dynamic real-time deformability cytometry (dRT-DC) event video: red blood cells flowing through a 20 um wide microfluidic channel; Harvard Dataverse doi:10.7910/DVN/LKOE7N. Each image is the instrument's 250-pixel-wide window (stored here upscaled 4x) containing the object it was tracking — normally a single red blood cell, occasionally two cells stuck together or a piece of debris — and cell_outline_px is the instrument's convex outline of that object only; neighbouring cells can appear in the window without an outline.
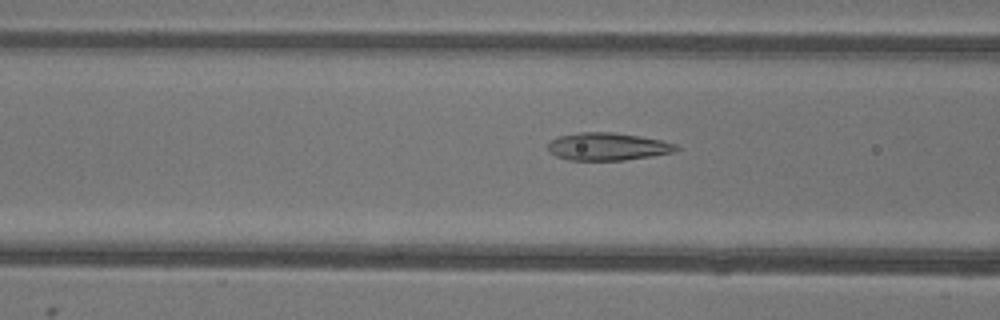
{"species": "common noctule bat (a hibernating species)", "species_latin": "Nyctalus noctula", "temperature_condition": "warm", "stored_images_in_passage": 52, "camera_frame_rate_fps": 3000, "um_per_image_px": 0.085, "animal": {"sex": "female"}, "frame": {"image": 1, "passage_image": 20, "time_ms": 6.333, "image_size_px": [1000, 320], "cell_outline_px": [[680, 148], [672, 152], [652, 156], [624, 160], [568, 160], [556, 156], [548, 152], [548, 144], [552, 140], [560, 136], [580, 132], [612, 132], [640, 136], [660, 140], [676, 144]], "centroid_in_image_um": [51.63, 12.46], "position_along_channel_um": 115.0, "area_um2": 20.58}}
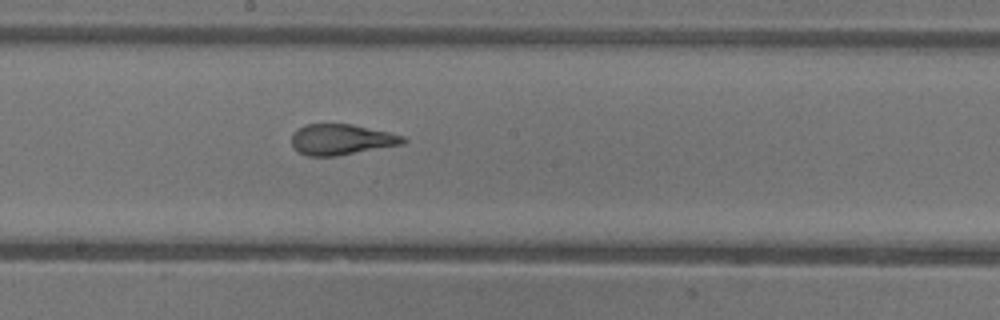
{"frame": {"image": 2, "passage_image": 28, "time_ms": 9.0, "image_size_px": [1000, 320], "cell_outline_px": [[408, 140], [404, 144], [336, 156], [308, 156], [300, 152], [292, 144], [292, 132], [304, 124], [352, 124], [388, 132], [404, 136]], "centroid_in_image_um": [29.03, 11.85], "position_along_channel_um": 219.2, "area_um2": 19.94}}
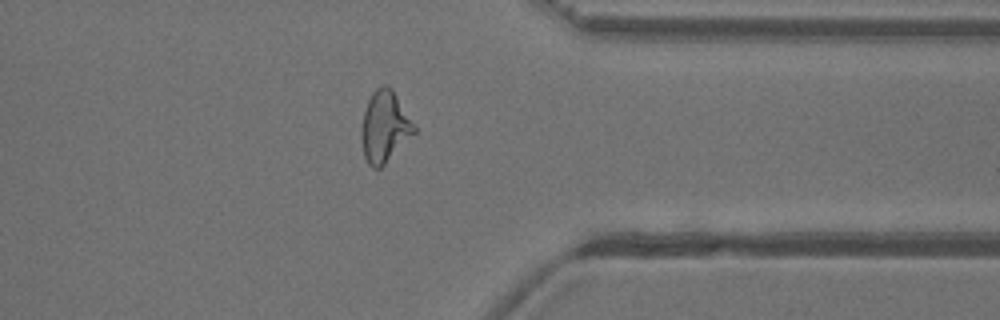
{"frame": {"image": 3, "passage_image": 41, "time_ms": 13.333, "image_size_px": [1000, 320], "cell_outline_px": [[416, 132], [380, 168], [372, 168], [368, 164], [364, 156], [360, 136], [360, 128], [364, 112], [368, 100], [372, 92], [376, 88], [384, 84], [392, 88], [416, 124]], "centroid_in_image_um": [32.69, 10.75], "position_along_channel_um": 378.7, "area_um2": 22.14}, "authors_computed_cell_mechanics": {"area_um2": 21.9351, "velocity_mm_per_s": 3.8977, "shape_relaxation_time_tau1_ms": 10.6024, "shape_relaxation_time_tau2_ms": 1.1848, "deformation_change_tau1": 0.3344, "deformation_change_tau2": 0.0998}}